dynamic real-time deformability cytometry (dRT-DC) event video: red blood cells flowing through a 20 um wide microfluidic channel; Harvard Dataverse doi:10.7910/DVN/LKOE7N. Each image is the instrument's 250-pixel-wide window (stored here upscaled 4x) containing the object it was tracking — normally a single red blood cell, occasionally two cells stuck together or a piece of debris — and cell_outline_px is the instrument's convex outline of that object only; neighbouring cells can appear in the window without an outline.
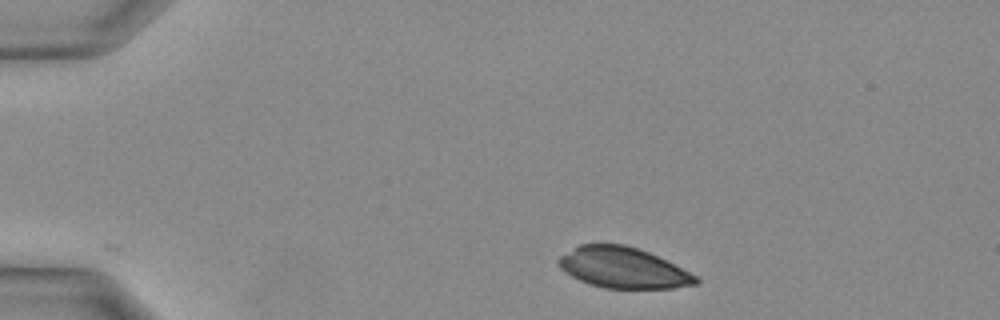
{"species": "Egyptian fruit bat (a non-hibernating species)", "species_latin": "Rousettus aegyptiacus", "temperature_condition": "warm", "stored_images_in_passage": 26, "camera_frame_rate_fps": 3000, "um_per_image_px": 0.085, "animal": {"sex": "female"}, "frame": {"image": 1, "passage_image": 1, "time_ms": 0.0, "image_size_px": [1000, 320], "cell_outline_px": [[700, 280], [696, 284], [672, 288], [604, 288], [580, 280], [572, 276], [560, 268], [556, 260], [560, 256], [580, 244], [624, 244], [648, 252], [696, 276]], "centroid_in_image_um": [52.92, 22.76], "position_along_channel_um": 32.1, "area_um2": 32.02}}
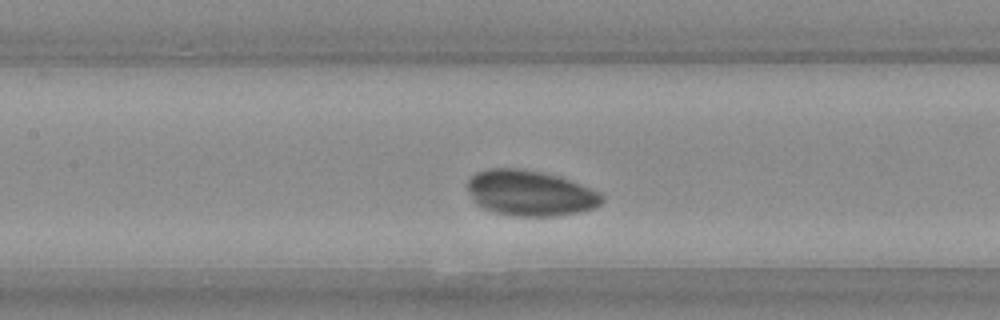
{"frame": {"image": 2, "passage_image": 11, "time_ms": 3.333, "image_size_px": [1000, 320], "cell_outline_px": [[604, 200], [600, 204], [592, 208], [580, 212], [556, 216], [512, 216], [496, 212], [484, 208], [476, 204], [472, 200], [468, 188], [468, 180], [476, 172], [488, 168], [520, 168], [556, 176], [568, 180], [600, 192], [604, 196]], "centroid_in_image_um": [45.04, 16.42], "position_along_channel_um": 162.4, "area_um2": 35.49}}